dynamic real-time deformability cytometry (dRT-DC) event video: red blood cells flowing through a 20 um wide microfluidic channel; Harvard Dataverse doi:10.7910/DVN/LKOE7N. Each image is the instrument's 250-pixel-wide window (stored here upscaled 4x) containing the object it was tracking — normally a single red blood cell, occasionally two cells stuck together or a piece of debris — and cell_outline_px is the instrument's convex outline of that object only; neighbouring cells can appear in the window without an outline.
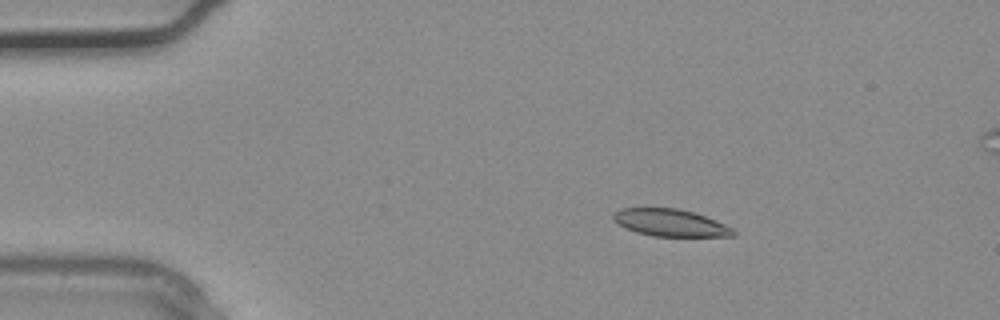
{"species": "common noctule bat (a hibernating species)", "species_latin": "Nyctalus noctula", "temperature_condition": "warm", "stored_images_in_passage": 4, "camera_frame_rate_fps": 3000, "um_per_image_px": 0.085, "animal": {"sex": "male", "body_mass_g": 20.4}, "frame": {"image": 1, "passage_image": 2, "time_ms": 0.333, "image_size_px": [1000, 320], "cell_outline_px": [[736, 236], [652, 236], [636, 232], [620, 224], [612, 216], [620, 208], [680, 208], [704, 216], [724, 224], [732, 228], [736, 232]], "centroid_in_image_um": [57.01, 18.93], "position_along_channel_um": 28.0, "area_um2": 18.67}}